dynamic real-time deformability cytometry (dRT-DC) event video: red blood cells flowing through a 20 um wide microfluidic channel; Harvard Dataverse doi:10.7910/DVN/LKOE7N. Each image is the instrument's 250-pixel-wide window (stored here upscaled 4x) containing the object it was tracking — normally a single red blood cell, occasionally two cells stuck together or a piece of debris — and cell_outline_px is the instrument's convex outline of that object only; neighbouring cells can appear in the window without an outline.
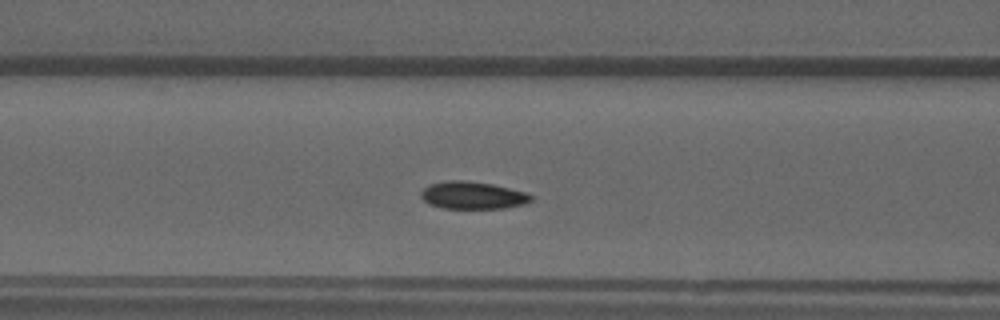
{"species": "common noctule bat (a hibernating species)", "species_latin": "Nyctalus noctula", "temperature_condition": "warm", "stored_images_in_passage": 47, "camera_frame_rate_fps": 3000, "um_per_image_px": 0.085, "animal": {"sex": "male", "forearm_length_mm": 52.5}, "frame": {"image": 1, "passage_image": 16, "time_ms": 5.0, "image_size_px": [1000, 320], "cell_outline_px": [[532, 200], [524, 204], [504, 208], [444, 208], [428, 204], [420, 196], [420, 192], [424, 188], [432, 184], [448, 180], [464, 180], [492, 184], [528, 192], [532, 196]], "centroid_in_image_um": [40.19, 16.6], "position_along_channel_um": 126.4, "area_um2": 17.57}}
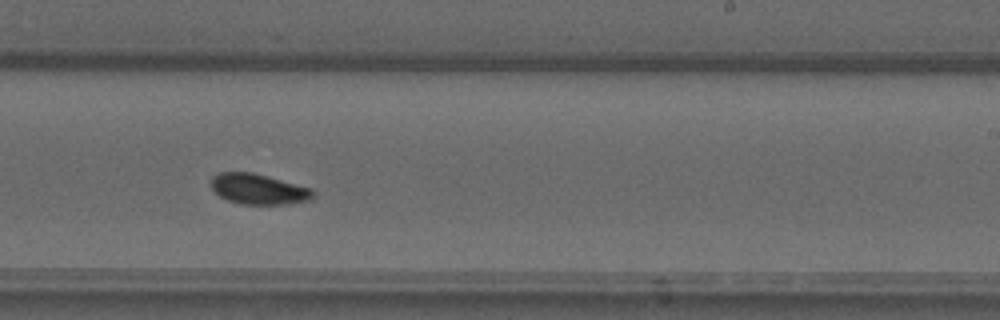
{"frame": {"image": 2, "passage_image": 27, "time_ms": 8.667, "image_size_px": [1000, 320], "cell_outline_px": [[316, 192], [312, 200], [288, 204], [240, 204], [228, 200], [220, 196], [212, 188], [212, 176], [220, 172], [252, 172], [268, 176], [312, 188]], "centroid_in_image_um": [22.02, 16.07], "position_along_channel_um": 267.0, "area_um2": 18.21}}
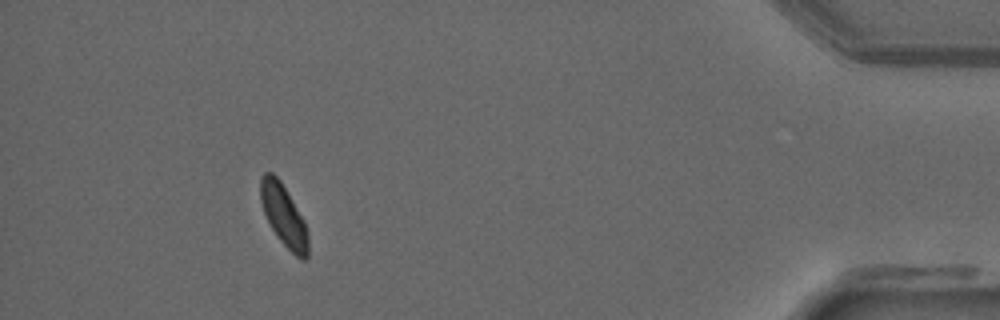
{"frame": {"image": 3, "passage_image": 43, "time_ms": 14.0, "image_size_px": [1000, 320], "cell_outline_px": [[308, 256], [304, 260], [300, 260], [276, 236], [264, 212], [260, 200], [260, 176], [264, 172], [272, 172], [280, 180], [304, 220], [308, 232]], "centroid_in_image_um": [24.11, 18.31], "position_along_channel_um": 411.1, "area_um2": 16.99}, "authors_computed_cell_mechanics": {"area_um2": 17.6868, "velocity_mm_per_s": 3.8613, "shape_relaxation_time_tau1_ms": 3.6566, "shape_relaxation_time_tau2_ms": null, "deformation_change_tau1": 0.08, "deformation_change_tau2": null}}